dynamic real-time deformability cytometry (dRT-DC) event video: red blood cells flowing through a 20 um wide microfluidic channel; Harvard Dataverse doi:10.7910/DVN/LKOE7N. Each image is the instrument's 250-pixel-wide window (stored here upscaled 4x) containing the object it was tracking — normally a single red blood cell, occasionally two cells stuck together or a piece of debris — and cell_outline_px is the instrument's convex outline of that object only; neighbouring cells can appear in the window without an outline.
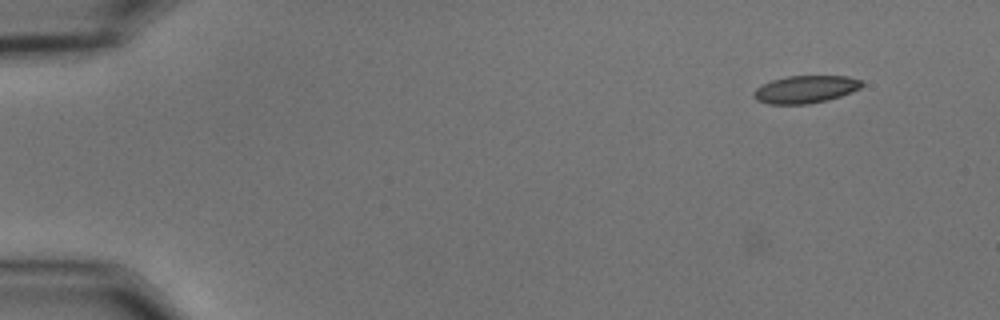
{"species": "common noctule bat (a hibernating species)", "species_latin": "Nyctalus noctula", "temperature_condition": "cold", "stored_images_in_passage": 4, "camera_frame_rate_fps": 3000, "um_per_image_px": 0.085, "animal": {"sex": "male", "body_mass_g": 15.6}, "frame": {"image": 1, "passage_image": 1, "time_ms": 0.0, "image_size_px": [1000, 320], "cell_outline_px": [[864, 84], [860, 88], [852, 92], [828, 100], [808, 104], [768, 104], [756, 100], [752, 96], [752, 92], [756, 88], [772, 80], [788, 76], [848, 76], [860, 80]], "centroid_in_image_um": [68.45, 7.6], "position_along_channel_um": 16.6, "area_um2": 17.4}}